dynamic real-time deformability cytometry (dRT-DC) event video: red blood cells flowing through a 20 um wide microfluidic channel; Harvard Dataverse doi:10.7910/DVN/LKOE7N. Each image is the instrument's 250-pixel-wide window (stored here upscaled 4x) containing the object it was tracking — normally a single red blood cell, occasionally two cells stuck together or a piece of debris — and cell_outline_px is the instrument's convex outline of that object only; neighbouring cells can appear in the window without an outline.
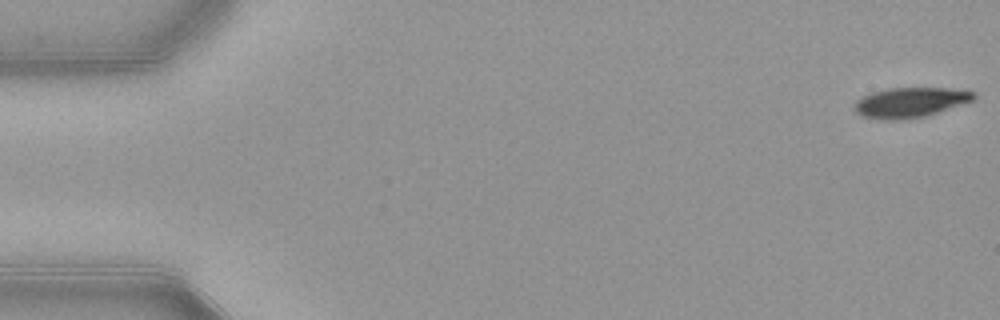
{"species": "common noctule bat (a hibernating species)", "species_latin": "Nyctalus noctula", "temperature_condition": "warm", "stored_images_in_passage": 53, "camera_frame_rate_fps": 3000, "um_per_image_px": 0.085, "animal": {"sex": "female", "body_mass_g": 21.9}, "frame": {"image": 1, "passage_image": 1, "time_ms": 0.0, "image_size_px": [1000, 320], "cell_outline_px": [[976, 96], [972, 100], [928, 116], [900, 120], [880, 120], [860, 116], [852, 108], [852, 104], [856, 100], [872, 92], [888, 88], [948, 88], [976, 92]], "centroid_in_image_um": [77.3, 8.72], "position_along_channel_um": 7.7, "area_um2": 21.1}}
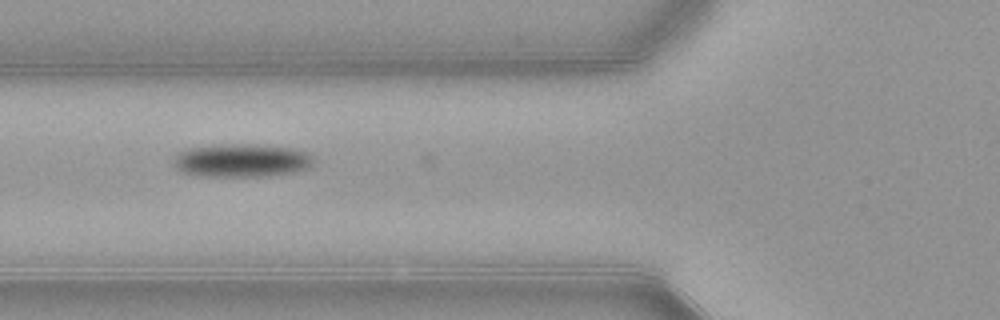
{"frame": {"image": 2, "passage_image": 20, "time_ms": 6.333, "image_size_px": [1000, 320], "cell_outline_px": [[312, 164], [308, 168], [292, 172], [264, 176], [192, 176], [176, 168], [172, 164], [172, 160], [176, 152], [188, 148], [220, 144], [260, 144], [296, 148], [308, 152], [312, 156]], "centroid_in_image_um": [20.49, 13.62], "position_along_channel_um": 105.3, "area_um2": 27.57}}
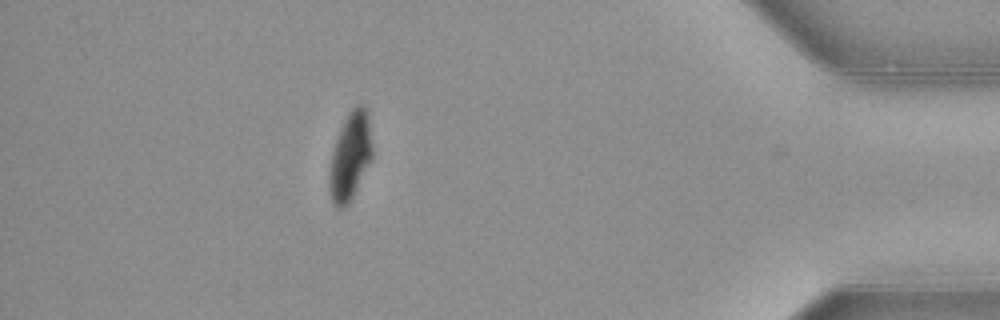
{"frame": {"image": 3, "passage_image": 47, "time_ms": 15.333, "image_size_px": [1000, 320], "cell_outline_px": [[372, 160], [348, 204], [344, 208], [336, 208], [332, 204], [328, 184], [328, 176], [332, 152], [340, 128], [348, 112], [356, 104], [364, 104], [368, 112], [372, 144]], "centroid_in_image_um": [29.77, 13.28], "position_along_channel_um": 405.4, "area_um2": 22.25}, "authors_computed_cell_mechanics": {"area_um2": 24.1604, "velocity_mm_per_s": 3.8867, "shape_relaxation_time_tau1_ms": 2.2514, "shape_relaxation_time_tau2_ms": null, "deformation_change_tau1": 0.1381, "deformation_change_tau2": null}}